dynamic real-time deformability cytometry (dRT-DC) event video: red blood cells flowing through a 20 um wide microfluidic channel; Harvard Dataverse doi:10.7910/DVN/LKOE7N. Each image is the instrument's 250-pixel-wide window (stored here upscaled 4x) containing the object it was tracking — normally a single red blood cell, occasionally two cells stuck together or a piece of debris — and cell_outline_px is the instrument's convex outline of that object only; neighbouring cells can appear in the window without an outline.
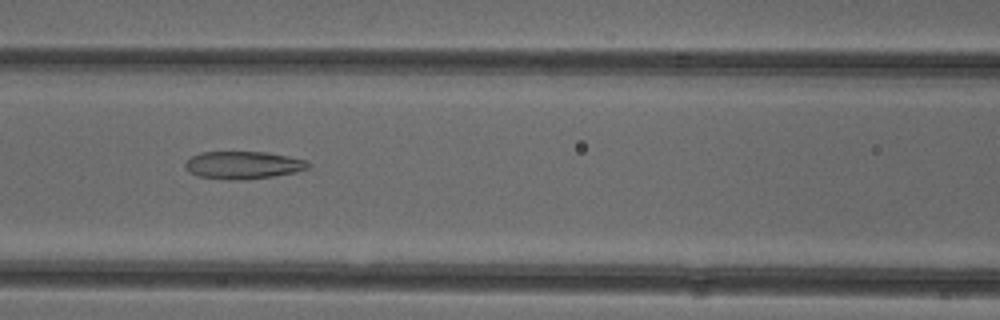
{"species": "common noctule bat (a hibernating species)", "species_latin": "Nyctalus noctula", "temperature_condition": "cold", "stored_images_in_passage": 51, "camera_frame_rate_fps": 3000, "um_per_image_px": 0.085, "animal": {"sex": "female"}, "frame": {"image": 1, "passage_image": 22, "time_ms": 7.0, "image_size_px": [1000, 320], "cell_outline_px": [[312, 164], [308, 168], [296, 172], [272, 176], [244, 180], [228, 180], [196, 176], [188, 172], [184, 164], [192, 156], [200, 152], [264, 152], [288, 156], [304, 160]], "centroid_in_image_um": [20.64, 14.04], "position_along_channel_um": 146.0, "area_um2": 19.83}}
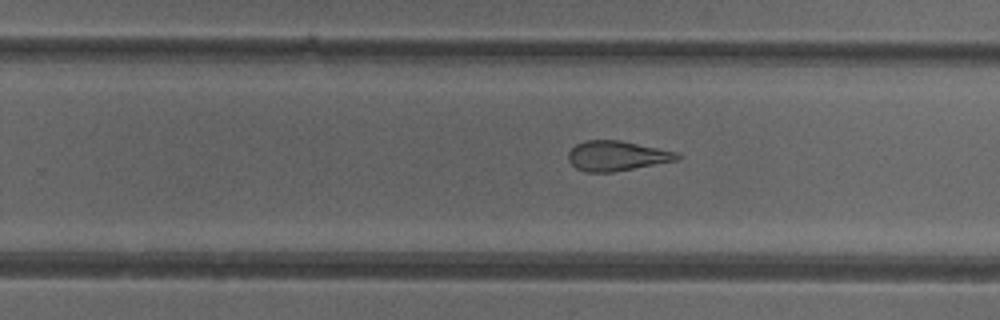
{"frame": {"image": 2, "passage_image": 32, "time_ms": 10.333, "image_size_px": [1000, 320], "cell_outline_px": [[680, 156], [676, 160], [612, 172], [584, 172], [576, 168], [568, 160], [568, 152], [576, 144], [584, 140], [620, 140], [676, 152]], "centroid_in_image_um": [52.36, 13.24], "position_along_channel_um": 277.4, "area_um2": 18.73}}
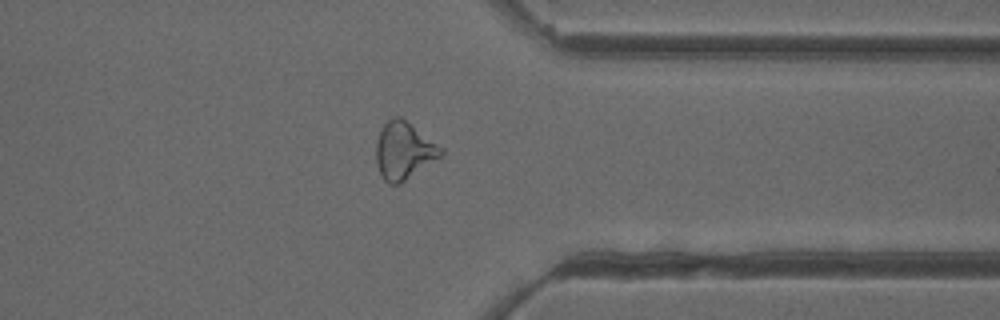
{"frame": {"image": 3, "passage_image": 40, "time_ms": 13.0, "image_size_px": [1000, 320], "cell_outline_px": [[444, 156], [400, 184], [388, 184], [380, 176], [376, 160], [376, 140], [384, 124], [392, 116], [400, 116], [444, 148]], "centroid_in_image_um": [34.35, 12.83], "position_along_channel_um": 377.0, "area_um2": 22.02}, "authors_computed_cell_mechanics": {"area_um2": 22.0218, "velocity_mm_per_s": 3.9565, "shape_relaxation_time_tau1_ms": null, "shape_relaxation_time_tau2_ms": 2.0407, "deformation_change_tau1": null, "deformation_change_tau2": 0.1122}}